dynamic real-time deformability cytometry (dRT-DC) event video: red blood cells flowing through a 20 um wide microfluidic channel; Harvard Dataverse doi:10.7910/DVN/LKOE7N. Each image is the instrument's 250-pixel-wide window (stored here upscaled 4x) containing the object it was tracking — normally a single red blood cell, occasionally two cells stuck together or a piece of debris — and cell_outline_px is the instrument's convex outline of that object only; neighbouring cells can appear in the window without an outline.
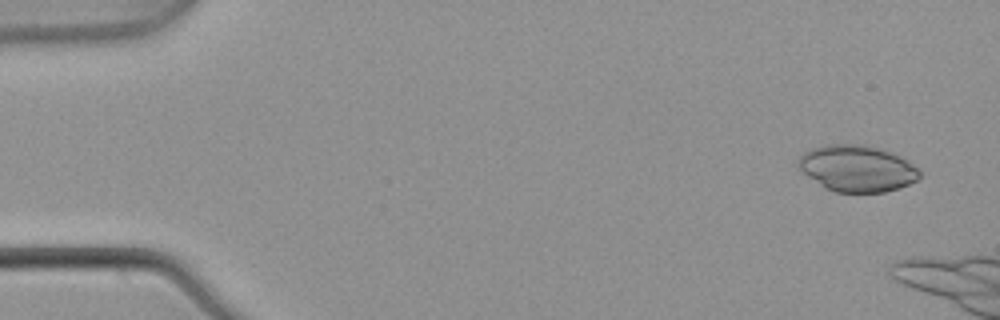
{"species": "common noctule bat (a hibernating species)", "species_latin": "Nyctalus noctula", "temperature_condition": "warm", "stored_images_in_passage": 5, "camera_frame_rate_fps": 3000, "um_per_image_px": 0.085, "animal": {"sex": "male", "body_mass_g": 21.5, "forearm_length_mm": 52.0}, "frame": {"image": 1, "passage_image": 1, "time_ms": 0.0, "image_size_px": [1000, 320], "cell_outline_px": [[920, 176], [916, 180], [908, 184], [884, 192], [836, 192], [824, 188], [808, 176], [796, 164], [796, 160], [804, 152], [812, 148], [828, 144], [856, 144], [880, 148], [900, 156], [908, 160], [920, 172]], "centroid_in_image_um": [72.82, 14.31], "position_along_channel_um": 12.2, "area_um2": 32.6}}